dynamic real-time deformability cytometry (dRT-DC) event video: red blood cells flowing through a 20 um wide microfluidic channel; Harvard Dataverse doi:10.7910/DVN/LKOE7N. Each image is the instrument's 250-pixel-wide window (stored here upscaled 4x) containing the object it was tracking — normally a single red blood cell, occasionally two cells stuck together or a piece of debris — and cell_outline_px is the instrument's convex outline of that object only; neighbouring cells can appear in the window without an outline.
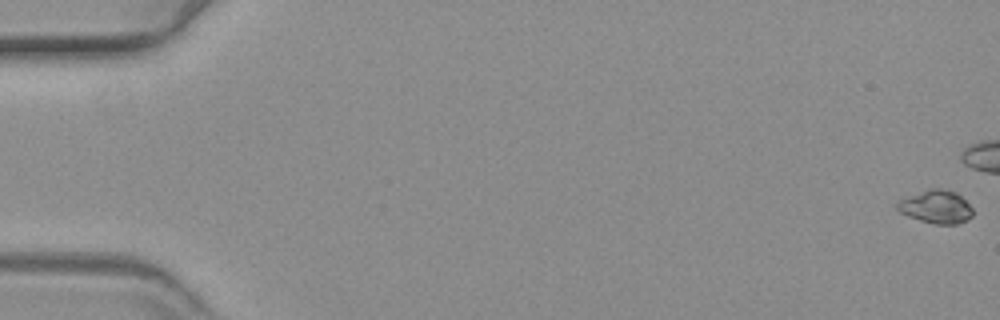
{"species": "common noctule bat (a hibernating species)", "species_latin": "Nyctalus noctula", "temperature_condition": "warm", "stored_images_in_passage": 60, "camera_frame_rate_fps": 3000, "um_per_image_px": 0.085, "animal": {"sex": "female", "body_mass_g": 19.3, "forearm_length_mm": 54.1}, "frame": {"image": 1, "passage_image": 1, "time_ms": 0.0, "image_size_px": [1000, 320], "cell_outline_px": [[972, 216], [968, 220], [956, 224], [936, 224], [920, 220], [908, 216], [900, 212], [896, 208], [896, 204], [900, 200], [908, 196], [928, 188], [940, 188], [956, 192], [972, 208]], "centroid_in_image_um": [79.56, 17.57], "position_along_channel_um": 5.4, "area_um2": 14.51}}
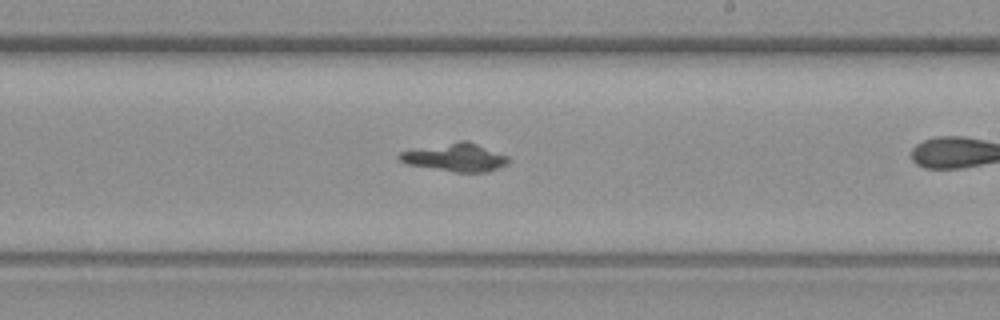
{"frame": {"image": 2, "passage_image": 36, "time_ms": 11.667, "image_size_px": [1000, 320], "cell_outline_px": [[512, 160], [508, 164], [488, 172], [456, 172], [408, 164], [400, 160], [396, 156], [400, 152], [456, 140], [468, 140], [508, 156]], "centroid_in_image_um": [38.76, 13.36], "position_along_channel_um": 250.2, "area_um2": 17.92}}
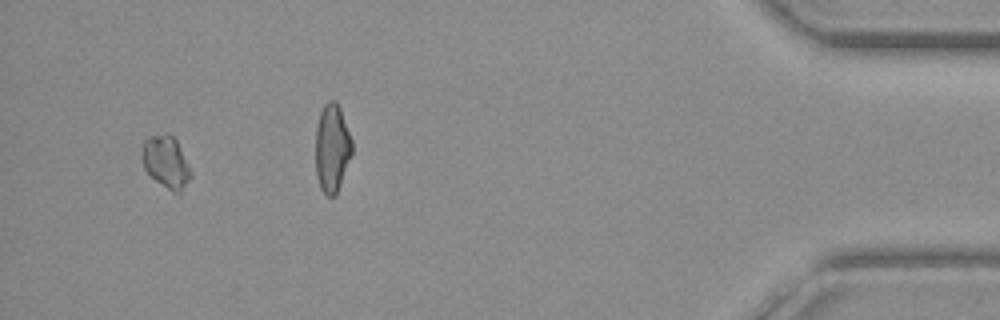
{"frame": {"image": 3, "passage_image": 57, "time_ms": 18.667, "image_size_px": [1000, 320], "cell_outline_px": [[192, 176], [180, 196], [176, 196], [156, 180], [144, 168], [140, 156], [144, 140], [148, 136], [172, 136], [176, 140], [192, 172]], "centroid_in_image_um": [14.13, 13.86], "position_along_channel_um": 421.1, "area_um2": 14.85}}